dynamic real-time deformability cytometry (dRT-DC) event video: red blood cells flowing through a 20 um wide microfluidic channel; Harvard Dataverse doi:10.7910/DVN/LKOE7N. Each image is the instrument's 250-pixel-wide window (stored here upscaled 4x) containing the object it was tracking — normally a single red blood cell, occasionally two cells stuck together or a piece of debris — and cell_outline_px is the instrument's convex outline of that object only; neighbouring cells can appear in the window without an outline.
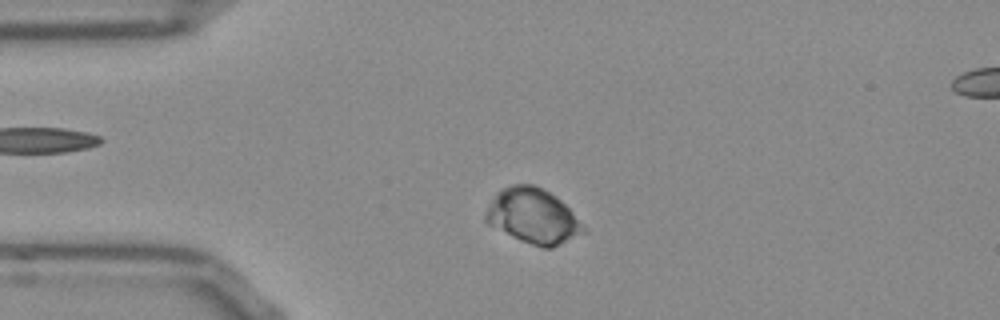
{"species": "Egyptian fruit bat (a non-hibernating species)", "species_latin": "Rousettus aegyptiacus", "temperature_condition": "room temperature", "stored_images_in_passage": 45, "segment_of_instrument_passage": [1, 2], "camera_frame_rate_fps": 3000, "um_per_image_px": 0.085, "frame": {"image": 1, "passage_image": 1, "time_ms": 0.0, "image_size_px": [1000, 320], "cell_outline_px": [[588, 232], [552, 248], [544, 248], [520, 240], [488, 224], [484, 220], [484, 212], [488, 204], [496, 192], [500, 188], [512, 184], [532, 184], [548, 192], [560, 200], [572, 212]], "centroid_in_image_um": [45.27, 18.37], "position_along_channel_um": 39.7, "area_um2": 31.21}}
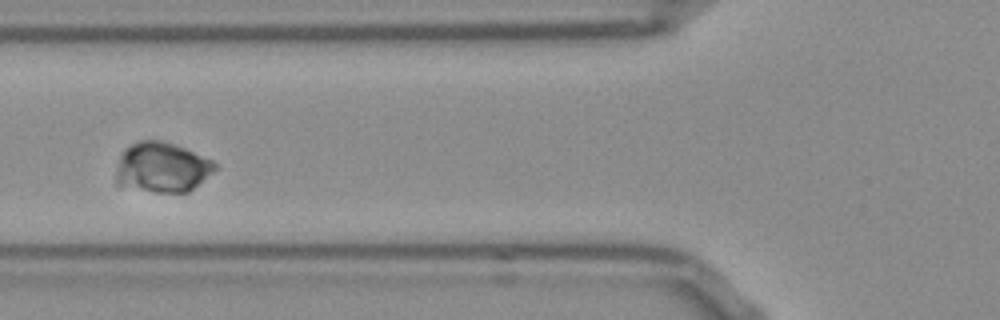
{"frame": {"image": 2, "passage_image": 9, "time_ms": 2.667, "image_size_px": [1000, 320], "cell_outline_px": [[220, 168], [188, 192], [156, 192], [116, 184], [116, 172], [120, 156], [132, 144], [140, 140], [156, 140], [172, 144], [184, 148], [212, 160]], "centroid_in_image_um": [13.81, 14.24], "position_along_channel_um": 112.0, "area_um2": 28.5}}
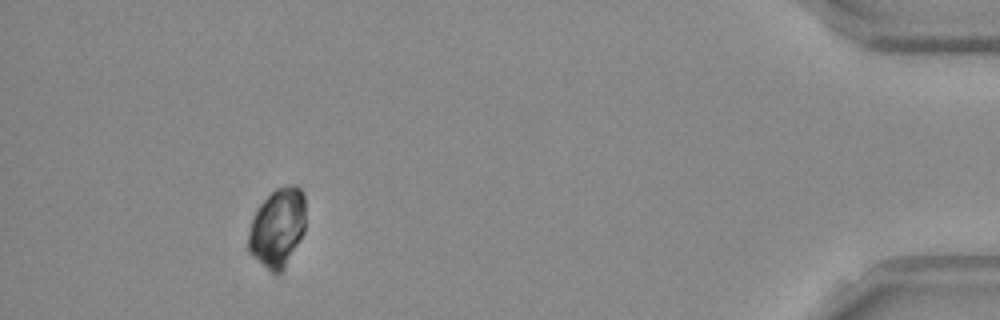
{"frame": {"image": 3, "passage_image": 39, "time_ms": 12.667, "image_size_px": [1000, 320], "cell_outline_px": [[304, 232], [284, 268], [280, 272], [272, 272], [248, 252], [248, 236], [252, 220], [260, 204], [276, 188], [300, 188], [304, 196]], "centroid_in_image_um": [23.57, 19.38], "position_along_channel_um": 411.6, "area_um2": 25.43}}